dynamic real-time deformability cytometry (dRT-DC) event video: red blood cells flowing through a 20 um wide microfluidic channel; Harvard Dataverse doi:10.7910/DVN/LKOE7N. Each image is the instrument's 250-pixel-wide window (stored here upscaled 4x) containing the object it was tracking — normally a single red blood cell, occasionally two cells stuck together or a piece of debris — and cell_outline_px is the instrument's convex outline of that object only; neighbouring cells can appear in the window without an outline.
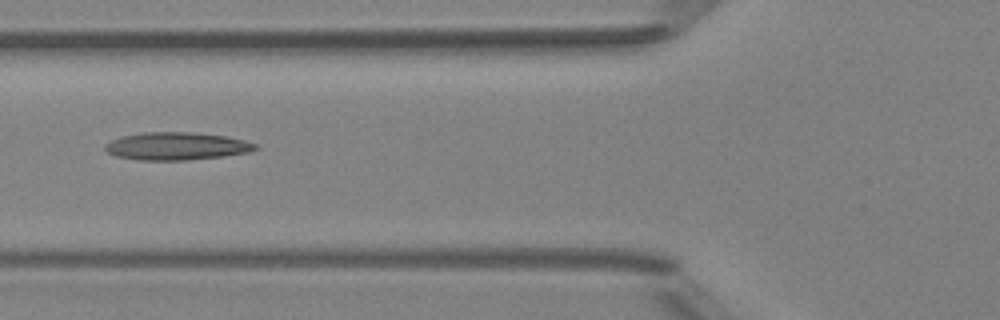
{"species": "Egyptian fruit bat (a non-hibernating species)", "species_latin": "Rousettus aegyptiacus", "temperature_condition": "room temperature", "stored_images_in_passage": 4, "camera_frame_rate_fps": 3000, "um_per_image_px": 0.085, "animal": {"sex": "female"}, "frame": {"image": 1, "passage_image": 4, "time_ms": 3.333, "image_size_px": [1000, 320], "cell_outline_px": [[260, 148], [248, 152], [224, 156], [188, 160], [136, 160], [116, 156], [108, 152], [104, 148], [104, 144], [120, 136], [144, 132], [192, 132], [224, 136], [244, 140], [256, 144]], "centroid_in_image_um": [14.99, 12.42], "position_along_channel_um": 110.8, "area_um2": 24.33}}